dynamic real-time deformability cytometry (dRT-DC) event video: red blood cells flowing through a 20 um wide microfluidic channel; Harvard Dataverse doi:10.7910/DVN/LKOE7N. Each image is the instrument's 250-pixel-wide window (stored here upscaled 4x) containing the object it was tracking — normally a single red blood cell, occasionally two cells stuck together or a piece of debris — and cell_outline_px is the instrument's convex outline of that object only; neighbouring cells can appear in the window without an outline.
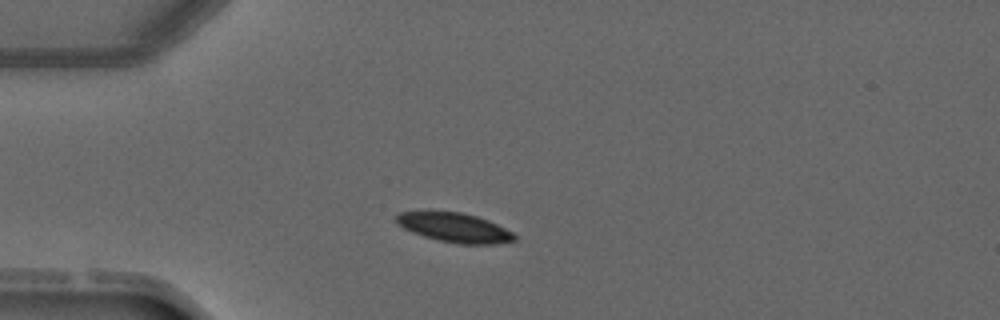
{"species": "common noctule bat (a hibernating species)", "species_latin": "Nyctalus noctula", "temperature_condition": "warm", "stored_images_in_passage": 1, "camera_frame_rate_fps": 3000, "um_per_image_px": 0.085, "animal": {"sex": "male", "forearm_length_mm": 52.5}, "frame": {"image": 1, "passage_image": 1, "time_ms": 0.0, "image_size_px": [1000, 320], "cell_outline_px": [[516, 240], [496, 244], [456, 244], [424, 236], [412, 232], [404, 228], [396, 220], [396, 216], [400, 212], [428, 208], [460, 212], [476, 216], [488, 220], [512, 232], [516, 236]], "centroid_in_image_um": [38.58, 19.3], "position_along_channel_um": 46.4, "area_um2": 20.69}}